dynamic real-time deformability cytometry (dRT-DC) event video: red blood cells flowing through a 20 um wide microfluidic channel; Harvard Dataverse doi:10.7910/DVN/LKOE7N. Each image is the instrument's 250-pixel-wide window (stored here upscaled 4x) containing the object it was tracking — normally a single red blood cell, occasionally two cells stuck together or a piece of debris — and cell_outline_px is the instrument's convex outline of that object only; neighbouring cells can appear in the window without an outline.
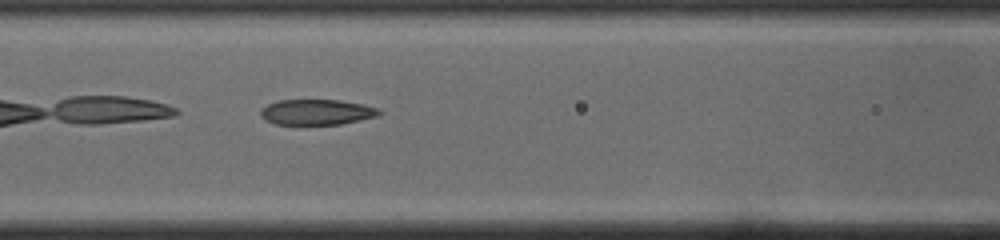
{"species": "common noctule bat (a hibernating species)", "species_latin": "Nyctalus noctula", "temperature_condition": "cold", "stored_images_in_passage": 21, "camera_frame_rate_fps": 3000, "um_per_image_px": 0.085, "animal": {"sex": "male", "body_mass_g": 19.0, "forearm_length_mm": 50.8}, "frame": {"image": 1, "passage_image": 7, "time_ms": 2.0, "image_size_px": [1000, 240], "cell_outline_px": [[380, 116], [340, 124], [276, 124], [260, 116], [260, 108], [276, 100], [340, 100], [360, 104], [376, 108], [380, 112]], "centroid_in_image_um": [26.89, 9.52], "position_along_channel_um": 139.7, "area_um2": 17.46}}